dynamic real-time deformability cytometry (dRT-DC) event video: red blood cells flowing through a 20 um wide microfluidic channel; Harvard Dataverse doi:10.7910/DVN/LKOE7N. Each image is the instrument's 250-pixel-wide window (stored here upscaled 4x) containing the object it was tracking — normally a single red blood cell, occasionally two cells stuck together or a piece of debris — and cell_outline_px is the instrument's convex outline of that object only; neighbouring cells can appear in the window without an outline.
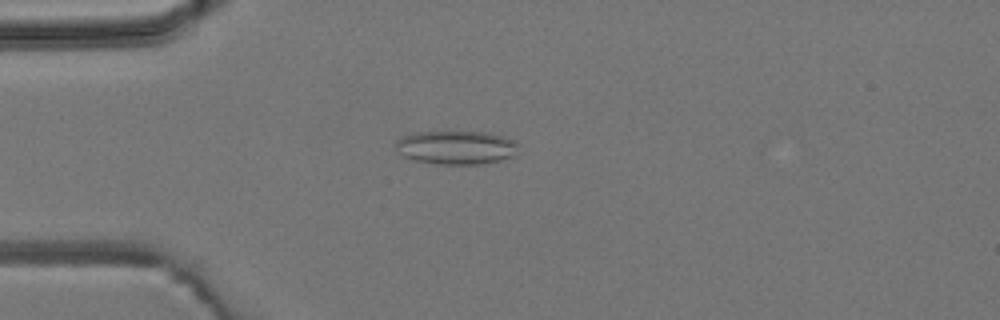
{"species": "common noctule bat (a hibernating species)", "species_latin": "Nyctalus noctula", "temperature_condition": "room temperature", "stored_images_in_passage": 1, "camera_frame_rate_fps": 3000, "um_per_image_px": 0.085, "animal": {"sex": "male", "body_mass_g": 19.2, "forearm_length_mm": 51.8}, "frame": {"image": 1, "passage_image": 1, "time_ms": 0.0, "image_size_px": [1000, 320], "cell_outline_px": [[520, 144], [516, 156], [500, 160], [480, 164], [436, 164], [416, 160], [404, 156], [396, 148], [396, 140], [400, 136], [416, 132], [492, 132], [516, 140]], "centroid_in_image_um": [38.85, 12.52], "position_along_channel_um": 46.2, "area_um2": 24.39}}